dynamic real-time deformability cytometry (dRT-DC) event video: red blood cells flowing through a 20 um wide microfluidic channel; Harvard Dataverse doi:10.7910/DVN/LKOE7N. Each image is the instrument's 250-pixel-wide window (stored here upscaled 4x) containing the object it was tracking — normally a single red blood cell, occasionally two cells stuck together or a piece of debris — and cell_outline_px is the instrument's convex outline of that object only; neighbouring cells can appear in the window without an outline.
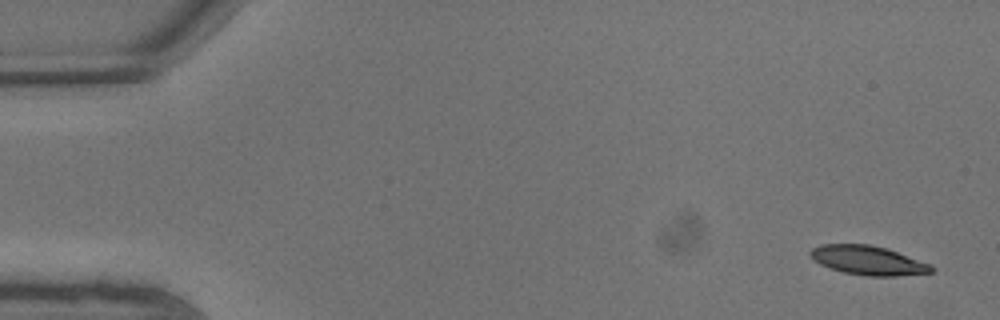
{"species": "common noctule bat (a hibernating species)", "species_latin": "Nyctalus noctula", "temperature_condition": "warm", "stored_images_in_passage": 6, "camera_frame_rate_fps": 3000, "um_per_image_px": 0.085, "animal": {"sex": "male", "body_mass_g": 13.3}, "frame": {"image": 1, "passage_image": 1, "time_ms": 0.0, "image_size_px": [1000, 320], "cell_outline_px": [[936, 268], [932, 272], [896, 276], [864, 276], [844, 272], [820, 264], [808, 256], [808, 252], [812, 248], [820, 244], [868, 244], [888, 248], [932, 264]], "centroid_in_image_um": [73.8, 22.12], "position_along_channel_um": 11.2, "area_um2": 20.81}}
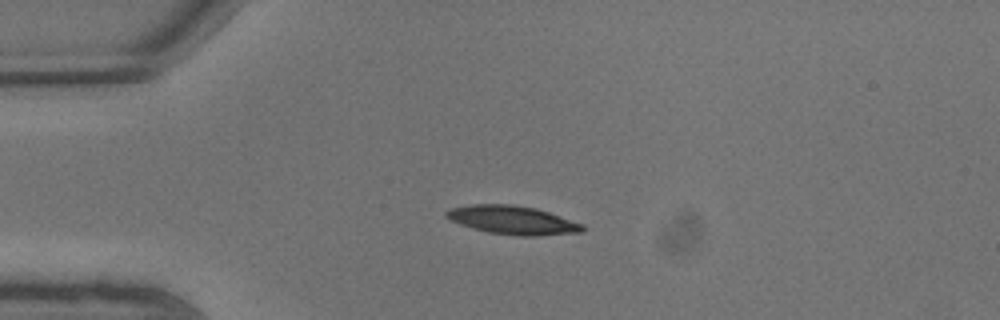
{"frame": {"image": 2, "passage_image": 5, "time_ms": 1.333, "image_size_px": [1000, 320], "cell_outline_px": [[584, 228], [580, 232], [536, 236], [520, 236], [488, 232], [472, 228], [460, 224], [444, 216], [444, 212], [452, 208], [472, 204], [512, 204], [536, 208], [584, 224]], "centroid_in_image_um": [43.56, 18.7], "position_along_channel_um": 41.4, "area_um2": 22.54}}